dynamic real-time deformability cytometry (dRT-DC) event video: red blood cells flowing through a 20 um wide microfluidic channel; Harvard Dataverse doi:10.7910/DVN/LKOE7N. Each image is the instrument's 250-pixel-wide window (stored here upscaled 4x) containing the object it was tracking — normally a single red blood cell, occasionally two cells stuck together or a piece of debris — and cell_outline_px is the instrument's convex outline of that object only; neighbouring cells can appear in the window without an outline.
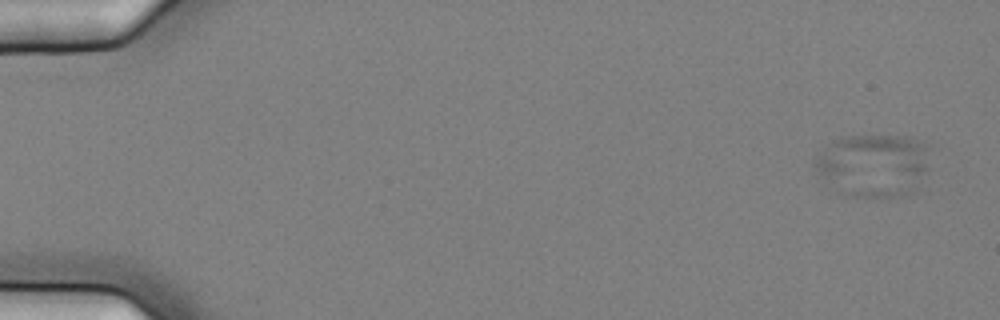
{"species": "common noctule bat (a hibernating species)", "species_latin": "Nyctalus noctula", "temperature_condition": "cold", "stored_images_in_passage": 4, "camera_frame_rate_fps": 3000, "um_per_image_px": 0.085, "animal": {"sex": "female", "body_mass_g": 25.1}, "frame": {"image": 1, "passage_image": 1, "time_ms": 0.0, "image_size_px": [1000, 320], "cell_outline_px": [[928, 168], [920, 192], [908, 196], [844, 196], [836, 192], [812, 164], [812, 160], [832, 140], [848, 136], [908, 136], [928, 144]], "centroid_in_image_um": [74.3, 14.07], "position_along_channel_um": 10.7, "area_um2": 43.12}}
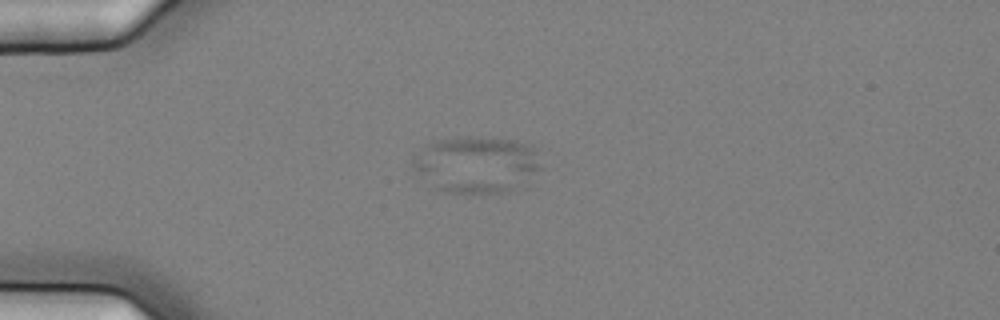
{"frame": {"image": 2, "passage_image": 4, "time_ms": 1.0, "image_size_px": [1000, 320], "cell_outline_px": [[544, 168], [524, 188], [508, 192], [452, 192], [436, 188], [412, 168], [412, 156], [428, 144], [436, 140], [460, 136], [480, 136], [516, 140], [532, 144], [540, 148]], "centroid_in_image_um": [40.67, 13.95], "position_along_channel_um": 44.3, "area_um2": 43.75}}